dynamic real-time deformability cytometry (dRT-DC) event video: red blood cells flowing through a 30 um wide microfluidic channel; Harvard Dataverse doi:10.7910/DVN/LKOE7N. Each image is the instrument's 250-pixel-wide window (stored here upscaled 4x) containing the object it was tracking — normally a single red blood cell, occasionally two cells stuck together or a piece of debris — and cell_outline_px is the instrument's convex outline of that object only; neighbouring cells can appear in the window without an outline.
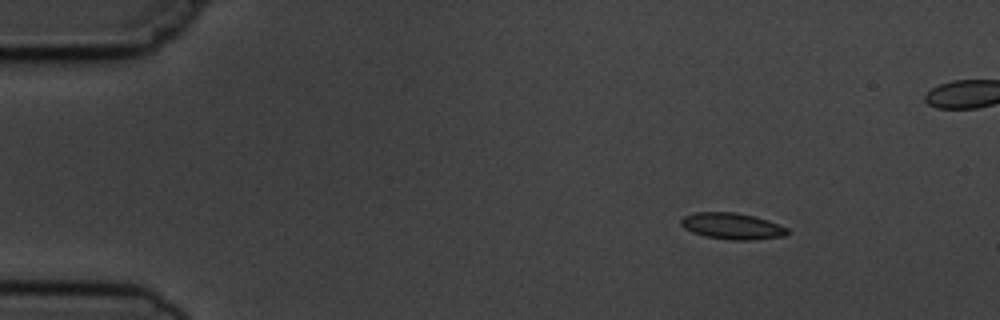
{"species": "common noctule bat (a hibernating species)", "species_latin": "Nyctalus noctula", "temperature_condition": "cold", "stored_images_in_passage": 7, "camera_frame_rate_fps": 3000, "um_per_image_px": 0.085, "animal": {"sex": "male", "body_mass_g": 19.5, "forearm_length_mm": 54.6}, "frame": {"image": 1, "passage_image": 2, "time_ms": 1.0, "image_size_px": [1000, 320], "cell_outline_px": [[788, 232], [784, 236], [752, 240], [728, 240], [704, 236], [692, 232], [684, 228], [680, 224], [680, 220], [684, 216], [692, 212], [736, 212], [756, 216], [768, 220], [788, 228]], "centroid_in_image_um": [62.21, 19.21], "position_along_channel_um": 22.8, "area_um2": 16.53}}
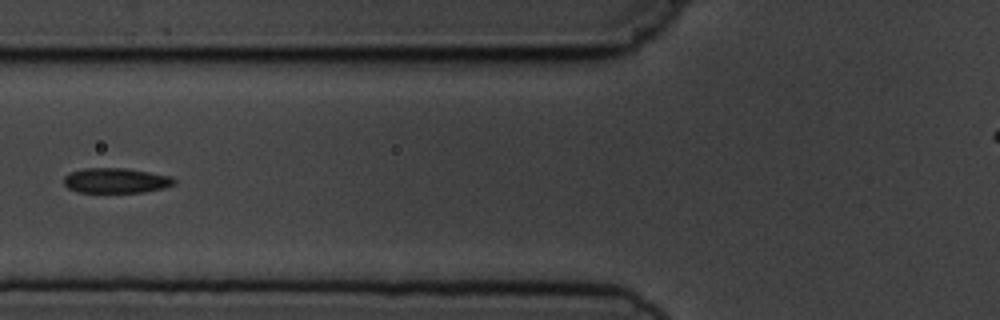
{"frame": {"image": 2, "passage_image": 6, "time_ms": 5.667, "image_size_px": [1000, 320], "cell_outline_px": [[176, 184], [164, 188], [144, 192], [76, 192], [68, 188], [64, 184], [64, 176], [68, 172], [84, 168], [124, 168], [172, 176], [176, 180]], "centroid_in_image_um": [9.85, 15.34], "position_along_channel_um": 116.0, "area_um2": 16.24}}
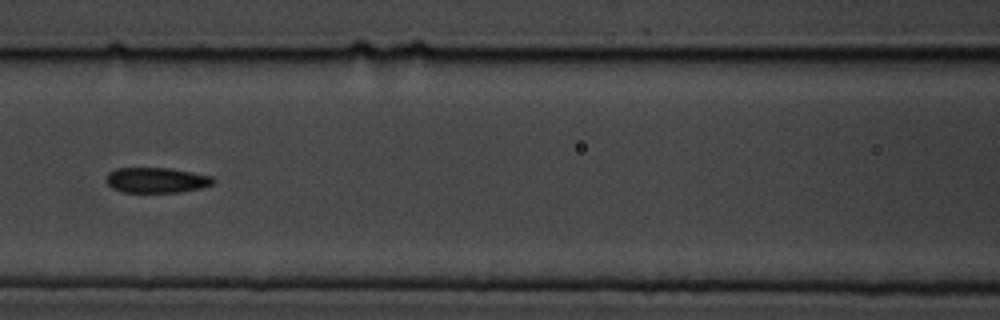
{"frame": {"image": 3, "passage_image": 7, "time_ms": 6.667, "image_size_px": [1000, 320], "cell_outline_px": [[216, 180], [212, 184], [200, 188], [180, 192], [124, 192], [112, 188], [104, 180], [108, 172], [116, 168], [168, 168], [212, 176]], "centroid_in_image_um": [13.26, 15.31], "position_along_channel_um": 153.3, "area_um2": 15.78}}